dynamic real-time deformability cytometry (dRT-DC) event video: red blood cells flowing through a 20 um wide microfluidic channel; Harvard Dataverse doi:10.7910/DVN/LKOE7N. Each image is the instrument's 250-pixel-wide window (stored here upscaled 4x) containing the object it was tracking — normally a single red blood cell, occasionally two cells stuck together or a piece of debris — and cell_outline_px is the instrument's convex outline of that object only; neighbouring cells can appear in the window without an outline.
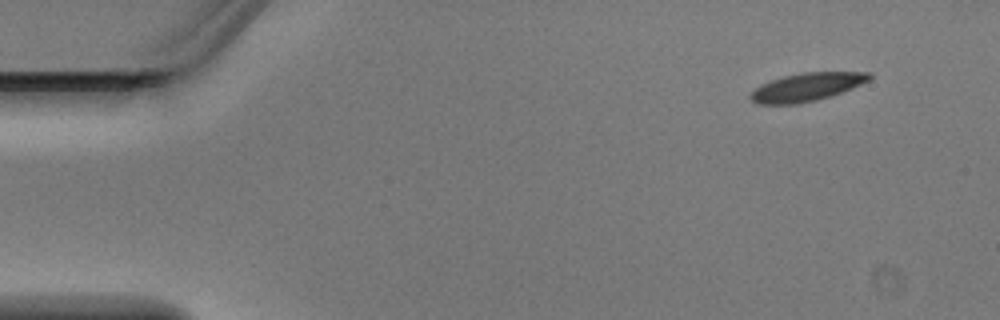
{"species": "Egyptian fruit bat (a non-hibernating species)", "species_latin": "Rousettus aegyptiacus", "temperature_condition": "warm", "stored_images_in_passage": 4, "segment_of_instrument_passage": [2, 2], "camera_frame_rate_fps": 3000, "um_per_image_px": 0.085, "animal": {"sex": "male"}, "frame": {"image": 1, "passage_image": 4, "time_ms": 1.0, "image_size_px": [1000, 320], "cell_outline_px": [[872, 76], [868, 80], [852, 88], [832, 96], [816, 100], [796, 104], [756, 104], [748, 96], [760, 84], [784, 76], [804, 72], [868, 72]], "centroid_in_image_um": [68.54, 7.4], "position_along_channel_um": 16.5, "area_um2": 19.36}}